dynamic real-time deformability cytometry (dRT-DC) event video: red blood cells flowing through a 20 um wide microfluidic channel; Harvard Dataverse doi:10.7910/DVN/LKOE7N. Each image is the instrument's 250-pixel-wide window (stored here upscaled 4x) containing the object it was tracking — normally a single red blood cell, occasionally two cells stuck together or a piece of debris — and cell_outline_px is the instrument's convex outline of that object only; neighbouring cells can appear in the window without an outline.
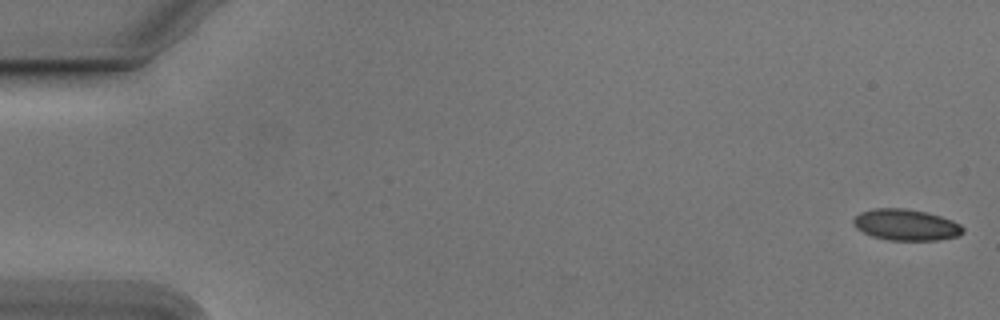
{"species": "Egyptian fruit bat (a non-hibernating species)", "species_latin": "Rousettus aegyptiacus", "temperature_condition": "cold", "stored_images_in_passage": 12, "camera_frame_rate_fps": 3000, "um_per_image_px": 0.085, "animal": {"sex": "male"}, "frame": {"image": 1, "passage_image": 1, "time_ms": 0.0, "image_size_px": [1000, 320], "cell_outline_px": [[964, 232], [956, 236], [936, 240], [888, 240], [872, 236], [856, 228], [852, 224], [852, 220], [860, 212], [876, 208], [904, 208], [924, 212], [940, 216], [952, 220], [960, 224], [964, 228]], "centroid_in_image_um": [76.99, 19.11], "position_along_channel_um": 8.0, "area_um2": 19.83}}